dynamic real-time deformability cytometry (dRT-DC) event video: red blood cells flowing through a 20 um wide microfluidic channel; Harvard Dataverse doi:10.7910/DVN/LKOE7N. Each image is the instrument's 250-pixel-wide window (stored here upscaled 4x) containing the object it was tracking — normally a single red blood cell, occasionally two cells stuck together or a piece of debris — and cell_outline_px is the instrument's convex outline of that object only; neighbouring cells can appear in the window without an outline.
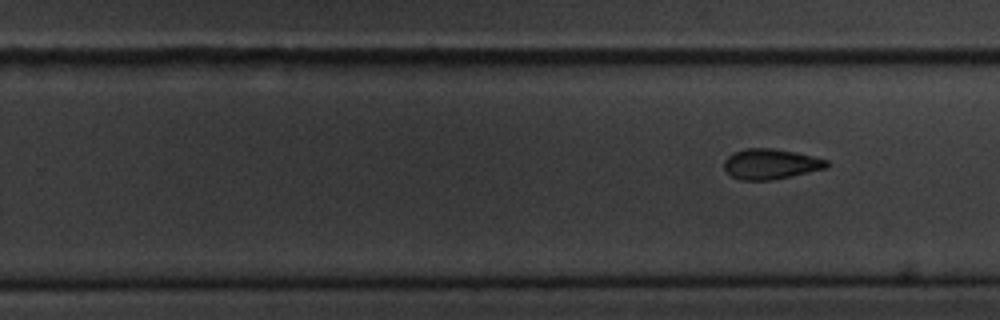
{"species": "common noctule bat (a hibernating species)", "species_latin": "Nyctalus noctula", "temperature_condition": "cold", "stored_images_in_passage": 11, "segment_of_instrument_passage": [2, 2], "camera_frame_rate_fps": 3000, "um_per_image_px": 0.085, "animal": {"sex": "male", "body_mass_g": 20.1, "forearm_length_mm": 53.5}, "frame": {"image": 1, "passage_image": 11, "time_ms": 3.333, "image_size_px": [1000, 320], "cell_outline_px": [[828, 168], [772, 180], [740, 180], [732, 176], [724, 168], [724, 160], [732, 152], [744, 148], [772, 148], [812, 156], [828, 160]], "centroid_in_image_um": [65.48, 13.94], "position_along_channel_um": 264.3, "area_um2": 18.09}}